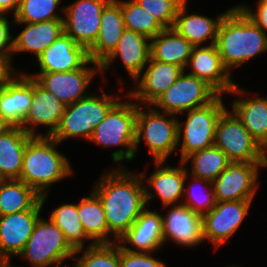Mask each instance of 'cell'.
<instances>
[{
  "instance_id": "obj_1",
  "label": "cell",
  "mask_w": 267,
  "mask_h": 267,
  "mask_svg": "<svg viewBox=\"0 0 267 267\" xmlns=\"http://www.w3.org/2000/svg\"><path fill=\"white\" fill-rule=\"evenodd\" d=\"M141 173H131L126 167L106 171L95 183L93 192L105 212L108 232L115 243L146 208L145 188ZM117 240V241H116Z\"/></svg>"
},
{
  "instance_id": "obj_2",
  "label": "cell",
  "mask_w": 267,
  "mask_h": 267,
  "mask_svg": "<svg viewBox=\"0 0 267 267\" xmlns=\"http://www.w3.org/2000/svg\"><path fill=\"white\" fill-rule=\"evenodd\" d=\"M215 46L224 67H240L267 51V34L236 5L229 8L218 26Z\"/></svg>"
},
{
  "instance_id": "obj_3",
  "label": "cell",
  "mask_w": 267,
  "mask_h": 267,
  "mask_svg": "<svg viewBox=\"0 0 267 267\" xmlns=\"http://www.w3.org/2000/svg\"><path fill=\"white\" fill-rule=\"evenodd\" d=\"M58 144L51 136H33L24 150L19 180L40 195L43 203L51 185L73 173L68 158L56 149Z\"/></svg>"
},
{
  "instance_id": "obj_4",
  "label": "cell",
  "mask_w": 267,
  "mask_h": 267,
  "mask_svg": "<svg viewBox=\"0 0 267 267\" xmlns=\"http://www.w3.org/2000/svg\"><path fill=\"white\" fill-rule=\"evenodd\" d=\"M137 103L117 101L95 127L90 142L102 147L122 146L112 152L113 162L131 161L135 157Z\"/></svg>"
},
{
  "instance_id": "obj_5",
  "label": "cell",
  "mask_w": 267,
  "mask_h": 267,
  "mask_svg": "<svg viewBox=\"0 0 267 267\" xmlns=\"http://www.w3.org/2000/svg\"><path fill=\"white\" fill-rule=\"evenodd\" d=\"M119 95L89 94L66 106L59 126L51 135L61 143L71 137L89 139L95 127L105 118L109 109L120 99Z\"/></svg>"
},
{
  "instance_id": "obj_6",
  "label": "cell",
  "mask_w": 267,
  "mask_h": 267,
  "mask_svg": "<svg viewBox=\"0 0 267 267\" xmlns=\"http://www.w3.org/2000/svg\"><path fill=\"white\" fill-rule=\"evenodd\" d=\"M137 104L136 141L134 150L144 140L155 161H167L178 148L176 115L155 109L152 105ZM149 107V108H148Z\"/></svg>"
},
{
  "instance_id": "obj_7",
  "label": "cell",
  "mask_w": 267,
  "mask_h": 267,
  "mask_svg": "<svg viewBox=\"0 0 267 267\" xmlns=\"http://www.w3.org/2000/svg\"><path fill=\"white\" fill-rule=\"evenodd\" d=\"M222 96L217 95L207 105L182 113H187V118L185 123L180 120L177 123L178 148L181 146L180 161L196 151L214 145L217 121L227 108L223 104Z\"/></svg>"
},
{
  "instance_id": "obj_8",
  "label": "cell",
  "mask_w": 267,
  "mask_h": 267,
  "mask_svg": "<svg viewBox=\"0 0 267 267\" xmlns=\"http://www.w3.org/2000/svg\"><path fill=\"white\" fill-rule=\"evenodd\" d=\"M74 255L75 250L66 241L62 230L50 218L47 221L40 216L18 257L26 258L32 267H63L62 263L68 258L73 259Z\"/></svg>"
},
{
  "instance_id": "obj_9",
  "label": "cell",
  "mask_w": 267,
  "mask_h": 267,
  "mask_svg": "<svg viewBox=\"0 0 267 267\" xmlns=\"http://www.w3.org/2000/svg\"><path fill=\"white\" fill-rule=\"evenodd\" d=\"M214 145L231 162L267 163V152L250 135L233 111L225 109L215 129Z\"/></svg>"
},
{
  "instance_id": "obj_10",
  "label": "cell",
  "mask_w": 267,
  "mask_h": 267,
  "mask_svg": "<svg viewBox=\"0 0 267 267\" xmlns=\"http://www.w3.org/2000/svg\"><path fill=\"white\" fill-rule=\"evenodd\" d=\"M185 72L152 104L155 109L180 115L207 105L218 95L203 80Z\"/></svg>"
},
{
  "instance_id": "obj_11",
  "label": "cell",
  "mask_w": 267,
  "mask_h": 267,
  "mask_svg": "<svg viewBox=\"0 0 267 267\" xmlns=\"http://www.w3.org/2000/svg\"><path fill=\"white\" fill-rule=\"evenodd\" d=\"M110 0H76L61 7L64 33L87 51L98 38L102 9Z\"/></svg>"
},
{
  "instance_id": "obj_12",
  "label": "cell",
  "mask_w": 267,
  "mask_h": 267,
  "mask_svg": "<svg viewBox=\"0 0 267 267\" xmlns=\"http://www.w3.org/2000/svg\"><path fill=\"white\" fill-rule=\"evenodd\" d=\"M90 64L93 66H88ZM98 71L100 65L89 60L82 68L70 72L26 74L68 106L89 95L87 87Z\"/></svg>"
},
{
  "instance_id": "obj_13",
  "label": "cell",
  "mask_w": 267,
  "mask_h": 267,
  "mask_svg": "<svg viewBox=\"0 0 267 267\" xmlns=\"http://www.w3.org/2000/svg\"><path fill=\"white\" fill-rule=\"evenodd\" d=\"M261 167L267 163L230 162L212 182L216 202L253 200Z\"/></svg>"
},
{
  "instance_id": "obj_14",
  "label": "cell",
  "mask_w": 267,
  "mask_h": 267,
  "mask_svg": "<svg viewBox=\"0 0 267 267\" xmlns=\"http://www.w3.org/2000/svg\"><path fill=\"white\" fill-rule=\"evenodd\" d=\"M188 66L191 68L188 74L203 80L218 95L231 93L245 96L246 92L233 82L232 74L224 67L215 44L193 46Z\"/></svg>"
},
{
  "instance_id": "obj_15",
  "label": "cell",
  "mask_w": 267,
  "mask_h": 267,
  "mask_svg": "<svg viewBox=\"0 0 267 267\" xmlns=\"http://www.w3.org/2000/svg\"><path fill=\"white\" fill-rule=\"evenodd\" d=\"M43 205L40 199L30 210L0 216V265H12L10 258L22 252Z\"/></svg>"
},
{
  "instance_id": "obj_16",
  "label": "cell",
  "mask_w": 267,
  "mask_h": 267,
  "mask_svg": "<svg viewBox=\"0 0 267 267\" xmlns=\"http://www.w3.org/2000/svg\"><path fill=\"white\" fill-rule=\"evenodd\" d=\"M251 204L252 200L216 202L202 215L204 241L209 239L216 249L225 244L241 226Z\"/></svg>"
},
{
  "instance_id": "obj_17",
  "label": "cell",
  "mask_w": 267,
  "mask_h": 267,
  "mask_svg": "<svg viewBox=\"0 0 267 267\" xmlns=\"http://www.w3.org/2000/svg\"><path fill=\"white\" fill-rule=\"evenodd\" d=\"M147 64L145 71L134 81L137 83L135 88L125 95L140 105H152L184 72V69L176 64L151 58Z\"/></svg>"
},
{
  "instance_id": "obj_18",
  "label": "cell",
  "mask_w": 267,
  "mask_h": 267,
  "mask_svg": "<svg viewBox=\"0 0 267 267\" xmlns=\"http://www.w3.org/2000/svg\"><path fill=\"white\" fill-rule=\"evenodd\" d=\"M164 164L165 161H155L157 169L147 179L145 173H140L143 182H147V186H151L154 190L153 192L145 188L146 203L149 205L150 200L157 195L161 199L162 207L166 209L174 203L175 205L182 204L181 198L184 197L185 182L189 179V173L186 164L182 161H180V167L163 166Z\"/></svg>"
},
{
  "instance_id": "obj_19",
  "label": "cell",
  "mask_w": 267,
  "mask_h": 267,
  "mask_svg": "<svg viewBox=\"0 0 267 267\" xmlns=\"http://www.w3.org/2000/svg\"><path fill=\"white\" fill-rule=\"evenodd\" d=\"M161 219L164 244L169 239L187 248L205 243L202 215L187 206L174 204Z\"/></svg>"
},
{
  "instance_id": "obj_20",
  "label": "cell",
  "mask_w": 267,
  "mask_h": 267,
  "mask_svg": "<svg viewBox=\"0 0 267 267\" xmlns=\"http://www.w3.org/2000/svg\"><path fill=\"white\" fill-rule=\"evenodd\" d=\"M150 41L151 39L132 30L125 29L122 33L116 48L100 64V74L110 69L111 64L119 56L129 76L135 81L144 71L145 66L150 58Z\"/></svg>"
},
{
  "instance_id": "obj_21",
  "label": "cell",
  "mask_w": 267,
  "mask_h": 267,
  "mask_svg": "<svg viewBox=\"0 0 267 267\" xmlns=\"http://www.w3.org/2000/svg\"><path fill=\"white\" fill-rule=\"evenodd\" d=\"M65 108L66 105L63 102L42 88L33 79L31 107L20 127L32 136H51L59 126ZM37 125L47 126L48 131L45 134H37L35 131Z\"/></svg>"
},
{
  "instance_id": "obj_22",
  "label": "cell",
  "mask_w": 267,
  "mask_h": 267,
  "mask_svg": "<svg viewBox=\"0 0 267 267\" xmlns=\"http://www.w3.org/2000/svg\"><path fill=\"white\" fill-rule=\"evenodd\" d=\"M38 73L70 72L82 68L88 61V51L64 32L37 58Z\"/></svg>"
},
{
  "instance_id": "obj_23",
  "label": "cell",
  "mask_w": 267,
  "mask_h": 267,
  "mask_svg": "<svg viewBox=\"0 0 267 267\" xmlns=\"http://www.w3.org/2000/svg\"><path fill=\"white\" fill-rule=\"evenodd\" d=\"M33 95V78L16 74L0 86V114L12 126H21L28 114Z\"/></svg>"
},
{
  "instance_id": "obj_24",
  "label": "cell",
  "mask_w": 267,
  "mask_h": 267,
  "mask_svg": "<svg viewBox=\"0 0 267 267\" xmlns=\"http://www.w3.org/2000/svg\"><path fill=\"white\" fill-rule=\"evenodd\" d=\"M117 243L122 248L132 252L153 253L157 251L158 248L164 245L161 214L145 208L129 230L119 238ZM127 243L134 249L124 245Z\"/></svg>"
},
{
  "instance_id": "obj_25",
  "label": "cell",
  "mask_w": 267,
  "mask_h": 267,
  "mask_svg": "<svg viewBox=\"0 0 267 267\" xmlns=\"http://www.w3.org/2000/svg\"><path fill=\"white\" fill-rule=\"evenodd\" d=\"M124 30L121 5L110 0L102 9L98 38L88 50L89 60L100 65L116 48Z\"/></svg>"
},
{
  "instance_id": "obj_26",
  "label": "cell",
  "mask_w": 267,
  "mask_h": 267,
  "mask_svg": "<svg viewBox=\"0 0 267 267\" xmlns=\"http://www.w3.org/2000/svg\"><path fill=\"white\" fill-rule=\"evenodd\" d=\"M25 25L24 29L13 37V55L20 52H33L38 57L64 32L63 19H53L39 23L14 22Z\"/></svg>"
},
{
  "instance_id": "obj_27",
  "label": "cell",
  "mask_w": 267,
  "mask_h": 267,
  "mask_svg": "<svg viewBox=\"0 0 267 267\" xmlns=\"http://www.w3.org/2000/svg\"><path fill=\"white\" fill-rule=\"evenodd\" d=\"M188 0H185L179 7L173 28L183 36L193 46H202L206 40L210 39V44H215L218 26L224 14L211 19L199 14H189L187 10Z\"/></svg>"
},
{
  "instance_id": "obj_28",
  "label": "cell",
  "mask_w": 267,
  "mask_h": 267,
  "mask_svg": "<svg viewBox=\"0 0 267 267\" xmlns=\"http://www.w3.org/2000/svg\"><path fill=\"white\" fill-rule=\"evenodd\" d=\"M32 137L20 126H12L0 134V178L2 180H19L24 150Z\"/></svg>"
},
{
  "instance_id": "obj_29",
  "label": "cell",
  "mask_w": 267,
  "mask_h": 267,
  "mask_svg": "<svg viewBox=\"0 0 267 267\" xmlns=\"http://www.w3.org/2000/svg\"><path fill=\"white\" fill-rule=\"evenodd\" d=\"M193 45L174 28H165L150 41V58L164 63L176 64L185 71Z\"/></svg>"
},
{
  "instance_id": "obj_30",
  "label": "cell",
  "mask_w": 267,
  "mask_h": 267,
  "mask_svg": "<svg viewBox=\"0 0 267 267\" xmlns=\"http://www.w3.org/2000/svg\"><path fill=\"white\" fill-rule=\"evenodd\" d=\"M233 101L232 111L267 152V96Z\"/></svg>"
},
{
  "instance_id": "obj_31",
  "label": "cell",
  "mask_w": 267,
  "mask_h": 267,
  "mask_svg": "<svg viewBox=\"0 0 267 267\" xmlns=\"http://www.w3.org/2000/svg\"><path fill=\"white\" fill-rule=\"evenodd\" d=\"M77 210L85 234L94 244L115 243L108 232L103 205L93 191L77 203Z\"/></svg>"
},
{
  "instance_id": "obj_32",
  "label": "cell",
  "mask_w": 267,
  "mask_h": 267,
  "mask_svg": "<svg viewBox=\"0 0 267 267\" xmlns=\"http://www.w3.org/2000/svg\"><path fill=\"white\" fill-rule=\"evenodd\" d=\"M40 199L41 196L23 181L0 182V216L30 210Z\"/></svg>"
},
{
  "instance_id": "obj_33",
  "label": "cell",
  "mask_w": 267,
  "mask_h": 267,
  "mask_svg": "<svg viewBox=\"0 0 267 267\" xmlns=\"http://www.w3.org/2000/svg\"><path fill=\"white\" fill-rule=\"evenodd\" d=\"M182 162H191V176L213 182L231 161L221 149L213 145L190 154Z\"/></svg>"
},
{
  "instance_id": "obj_34",
  "label": "cell",
  "mask_w": 267,
  "mask_h": 267,
  "mask_svg": "<svg viewBox=\"0 0 267 267\" xmlns=\"http://www.w3.org/2000/svg\"><path fill=\"white\" fill-rule=\"evenodd\" d=\"M49 218L62 230L66 241L75 251L84 249L85 241L90 239L80 221L77 204H63L53 210Z\"/></svg>"
},
{
  "instance_id": "obj_35",
  "label": "cell",
  "mask_w": 267,
  "mask_h": 267,
  "mask_svg": "<svg viewBox=\"0 0 267 267\" xmlns=\"http://www.w3.org/2000/svg\"><path fill=\"white\" fill-rule=\"evenodd\" d=\"M121 5L125 29L146 35L150 39L165 28L134 0L118 1Z\"/></svg>"
},
{
  "instance_id": "obj_36",
  "label": "cell",
  "mask_w": 267,
  "mask_h": 267,
  "mask_svg": "<svg viewBox=\"0 0 267 267\" xmlns=\"http://www.w3.org/2000/svg\"><path fill=\"white\" fill-rule=\"evenodd\" d=\"M87 250L83 248L75 251L73 259H76L72 267H121L120 244H94L90 241ZM83 252L78 258V254Z\"/></svg>"
},
{
  "instance_id": "obj_37",
  "label": "cell",
  "mask_w": 267,
  "mask_h": 267,
  "mask_svg": "<svg viewBox=\"0 0 267 267\" xmlns=\"http://www.w3.org/2000/svg\"><path fill=\"white\" fill-rule=\"evenodd\" d=\"M61 0H19V8L13 22L39 23L63 19L55 11Z\"/></svg>"
},
{
  "instance_id": "obj_38",
  "label": "cell",
  "mask_w": 267,
  "mask_h": 267,
  "mask_svg": "<svg viewBox=\"0 0 267 267\" xmlns=\"http://www.w3.org/2000/svg\"><path fill=\"white\" fill-rule=\"evenodd\" d=\"M191 179V182L193 184H189L187 188L184 187L185 196L183 198V201L185 202H183L182 204L190 208L192 211L203 215L209 212L216 204L213 183L194 176H192ZM197 183L202 186L204 190L202 188L200 189H202L203 192H200V189V191L196 189L199 185ZM203 184L205 185V187H203ZM196 185L197 187L193 188Z\"/></svg>"
},
{
  "instance_id": "obj_39",
  "label": "cell",
  "mask_w": 267,
  "mask_h": 267,
  "mask_svg": "<svg viewBox=\"0 0 267 267\" xmlns=\"http://www.w3.org/2000/svg\"><path fill=\"white\" fill-rule=\"evenodd\" d=\"M164 28H173L179 7L185 0H134Z\"/></svg>"
},
{
  "instance_id": "obj_40",
  "label": "cell",
  "mask_w": 267,
  "mask_h": 267,
  "mask_svg": "<svg viewBox=\"0 0 267 267\" xmlns=\"http://www.w3.org/2000/svg\"><path fill=\"white\" fill-rule=\"evenodd\" d=\"M121 267H166L163 261L153 257L152 252H132L120 246Z\"/></svg>"
},
{
  "instance_id": "obj_41",
  "label": "cell",
  "mask_w": 267,
  "mask_h": 267,
  "mask_svg": "<svg viewBox=\"0 0 267 267\" xmlns=\"http://www.w3.org/2000/svg\"><path fill=\"white\" fill-rule=\"evenodd\" d=\"M256 11L250 9L249 6L242 4L238 7L243 13L249 17L259 28L267 34V0H258Z\"/></svg>"
},
{
  "instance_id": "obj_42",
  "label": "cell",
  "mask_w": 267,
  "mask_h": 267,
  "mask_svg": "<svg viewBox=\"0 0 267 267\" xmlns=\"http://www.w3.org/2000/svg\"><path fill=\"white\" fill-rule=\"evenodd\" d=\"M7 18L5 15H0V54H5L12 60L13 37L10 33L11 23Z\"/></svg>"
},
{
  "instance_id": "obj_43",
  "label": "cell",
  "mask_w": 267,
  "mask_h": 267,
  "mask_svg": "<svg viewBox=\"0 0 267 267\" xmlns=\"http://www.w3.org/2000/svg\"><path fill=\"white\" fill-rule=\"evenodd\" d=\"M12 60L5 54H0V86L10 81L17 73L12 66Z\"/></svg>"
},
{
  "instance_id": "obj_44",
  "label": "cell",
  "mask_w": 267,
  "mask_h": 267,
  "mask_svg": "<svg viewBox=\"0 0 267 267\" xmlns=\"http://www.w3.org/2000/svg\"><path fill=\"white\" fill-rule=\"evenodd\" d=\"M0 8L6 13L13 11V16L17 13L19 8V0H0ZM9 11V12H8Z\"/></svg>"
},
{
  "instance_id": "obj_45",
  "label": "cell",
  "mask_w": 267,
  "mask_h": 267,
  "mask_svg": "<svg viewBox=\"0 0 267 267\" xmlns=\"http://www.w3.org/2000/svg\"><path fill=\"white\" fill-rule=\"evenodd\" d=\"M11 127L12 125L8 121H6L0 114V134L6 132Z\"/></svg>"
},
{
  "instance_id": "obj_46",
  "label": "cell",
  "mask_w": 267,
  "mask_h": 267,
  "mask_svg": "<svg viewBox=\"0 0 267 267\" xmlns=\"http://www.w3.org/2000/svg\"><path fill=\"white\" fill-rule=\"evenodd\" d=\"M0 15H6V13L0 8Z\"/></svg>"
},
{
  "instance_id": "obj_47",
  "label": "cell",
  "mask_w": 267,
  "mask_h": 267,
  "mask_svg": "<svg viewBox=\"0 0 267 267\" xmlns=\"http://www.w3.org/2000/svg\"><path fill=\"white\" fill-rule=\"evenodd\" d=\"M0 267H15V266H11V265H0Z\"/></svg>"
}]
</instances>
